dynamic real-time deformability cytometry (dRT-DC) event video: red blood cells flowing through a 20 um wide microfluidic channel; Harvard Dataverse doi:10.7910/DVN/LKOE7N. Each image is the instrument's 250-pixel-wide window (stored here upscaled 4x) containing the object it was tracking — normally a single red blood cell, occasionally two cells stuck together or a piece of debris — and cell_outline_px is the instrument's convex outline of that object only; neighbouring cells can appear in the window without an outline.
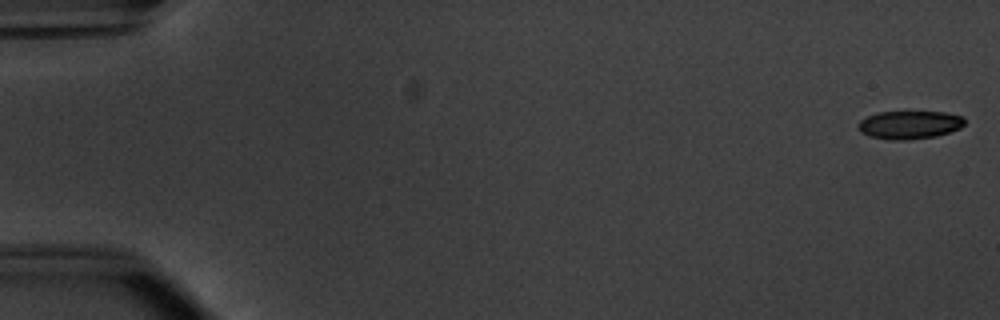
{"species": "common noctule bat (a hibernating species)", "species_latin": "Nyctalus noctula", "temperature_condition": "warm", "stored_images_in_passage": 53, "camera_frame_rate_fps": 3000, "um_per_image_px": 0.085, "animal": {"sex": "male", "body_mass_g": 20.1, "forearm_length_mm": 53.5}, "frame": {"image": 1, "passage_image": 1, "time_ms": 0.0, "image_size_px": [1000, 320], "cell_outline_px": [[964, 124], [960, 128], [936, 136], [908, 140], [888, 140], [872, 136], [860, 132], [860, 120], [868, 116], [880, 112], [944, 112], [964, 116]], "centroid_in_image_um": [77.34, 10.61], "position_along_channel_um": 7.7, "area_um2": 17.28}}
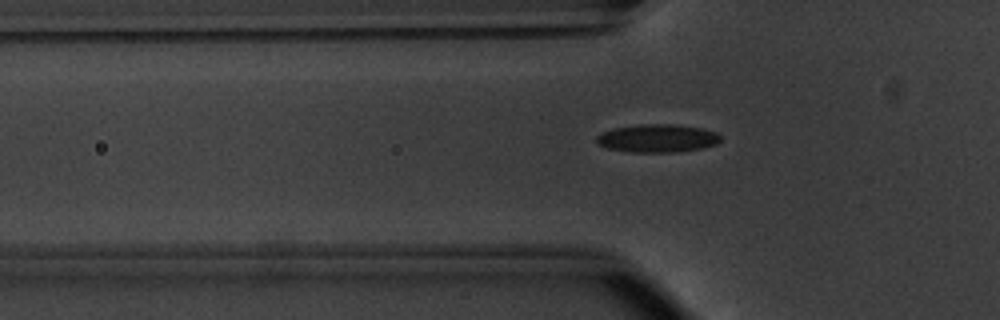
{"frame": {"image": 2, "passage_image": 18, "time_ms": 5.667, "image_size_px": [1000, 320], "cell_outline_px": [[720, 140], [716, 144], [704, 148], [676, 152], [628, 152], [608, 148], [596, 144], [596, 136], [612, 128], [640, 124], [672, 124], [704, 128], [716, 132], [720, 136]], "centroid_in_image_um": [55.88, 11.75], "position_along_channel_um": 69.9, "area_um2": 20.46}}
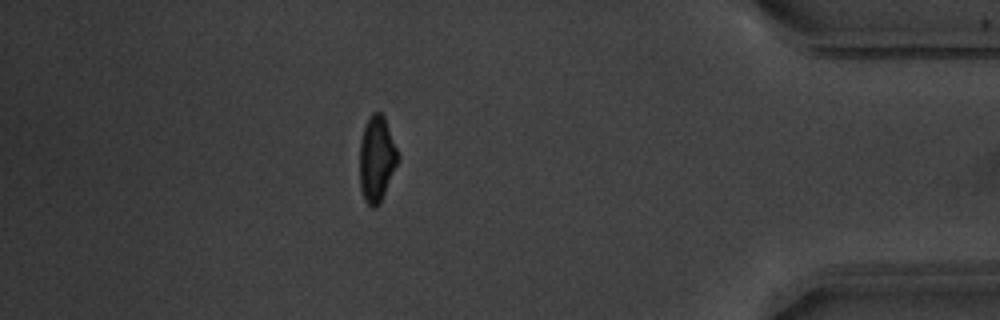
{"frame": {"image": 3, "passage_image": 47, "time_ms": 15.333, "image_size_px": [1000, 320], "cell_outline_px": [[400, 160], [380, 204], [376, 208], [372, 208], [364, 200], [360, 188], [360, 144], [364, 128], [368, 116], [372, 112], [380, 112], [384, 116], [400, 156]], "centroid_in_image_um": [32.04, 13.53], "position_along_channel_um": 403.2, "area_um2": 19.42}, "authors_computed_cell_mechanics": {"area_um2": 19.2474, "velocity_mm_per_s": 3.8414, "shape_relaxation_time_tau1_ms": 2.8175, "shape_relaxation_time_tau2_ms": 1.0472, "deformation_change_tau1": 0.1411, "deformation_change_tau2": 0.0823}}